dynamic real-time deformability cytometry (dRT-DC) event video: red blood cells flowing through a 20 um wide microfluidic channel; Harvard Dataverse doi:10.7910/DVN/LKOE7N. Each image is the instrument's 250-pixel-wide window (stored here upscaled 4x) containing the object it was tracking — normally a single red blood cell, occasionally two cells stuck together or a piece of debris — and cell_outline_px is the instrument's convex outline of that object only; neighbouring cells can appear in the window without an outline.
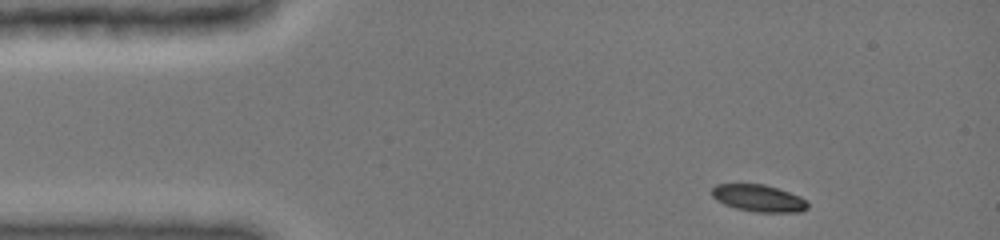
{"species": "common noctule bat (a hibernating species)", "species_latin": "Nyctalus noctula", "temperature_condition": "cold", "stored_images_in_passage": 39, "camera_frame_rate_fps": 3000, "um_per_image_px": 0.085, "animal": {"sex": "female", "body_mass_g": 19.0, "forearm_length_mm": 51.5}, "frame": {"image": 1, "passage_image": 1, "time_ms": 0.0, "image_size_px": [1000, 240], "cell_outline_px": [[808, 208], [800, 212], [756, 212], [736, 208], [724, 204], [716, 200], [712, 196], [712, 188], [716, 184], [764, 184], [800, 196], [808, 200]], "centroid_in_image_um": [64.49, 16.85], "position_along_channel_um": 20.5, "area_um2": 15.09}}
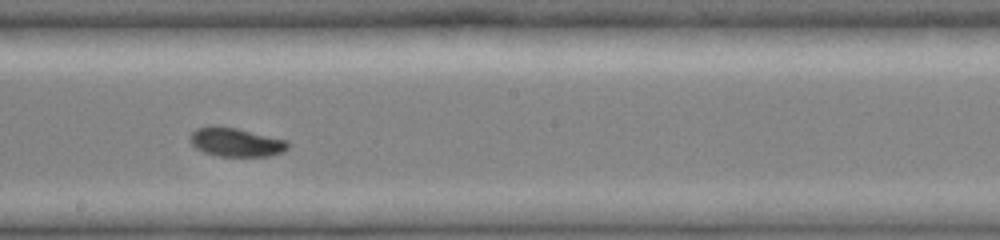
{"frame": {"image": 2, "passage_image": 22, "time_ms": 7.0, "image_size_px": [1000, 240], "cell_outline_px": [[288, 148], [284, 152], [268, 156], [216, 156], [204, 152], [196, 148], [188, 140], [188, 136], [196, 128], [236, 128], [288, 140]], "centroid_in_image_um": [20.07, 12.12], "position_along_channel_um": 228.1, "area_um2": 16.13}}
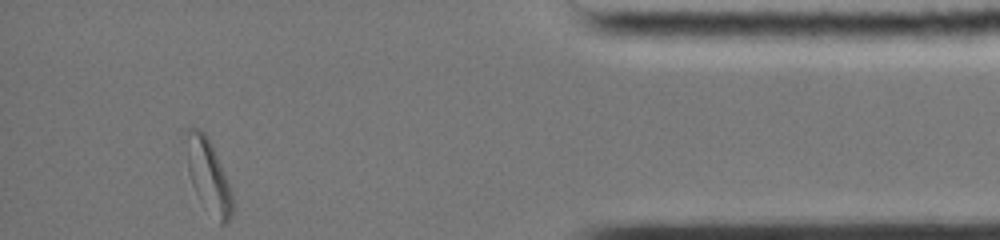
{"frame": {"image": 3, "passage_image": 39, "time_ms": 12.667, "image_size_px": [1000, 240], "cell_outline_px": [[232, 216], [224, 224], [220, 224], [200, 200], [192, 184], [188, 172], [184, 132], [188, 128], [200, 128], [208, 136], [212, 144], [232, 192]], "centroid_in_image_um": [17.68, 14.88], "position_along_channel_um": 417.5, "area_um2": 19.65}, "authors_computed_cell_mechanics": {"area_um2": 16.5886, "velocity_mm_per_s": 3.963, "shape_relaxation_time_tau1_ms": 3.0845, "shape_relaxation_time_tau2_ms": null, "deformation_change_tau1": 0.1268, "deformation_change_tau2": null}}